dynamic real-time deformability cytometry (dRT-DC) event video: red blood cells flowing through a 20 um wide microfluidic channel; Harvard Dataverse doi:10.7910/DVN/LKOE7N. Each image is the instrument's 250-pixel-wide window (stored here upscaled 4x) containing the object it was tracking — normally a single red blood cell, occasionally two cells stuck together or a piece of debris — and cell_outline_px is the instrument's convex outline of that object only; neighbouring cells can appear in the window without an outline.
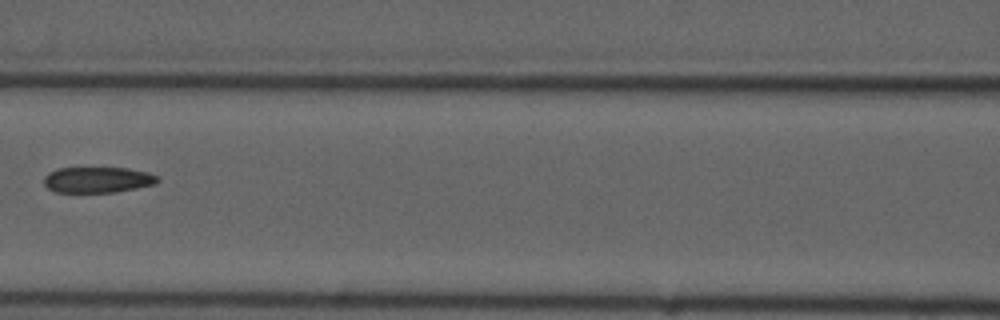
{"species": "common noctule bat (a hibernating species)", "species_latin": "Nyctalus noctula", "temperature_condition": "cold", "stored_images_in_passage": 10, "camera_frame_rate_fps": 3000, "um_per_image_px": 0.085, "animal": {"sex": "male", "forearm_length_mm": 52.5}, "frame": {"image": 1, "passage_image": 7, "time_ms": 8.0, "image_size_px": [1000, 320], "cell_outline_px": [[160, 180], [156, 184], [116, 192], [56, 192], [48, 188], [44, 184], [44, 176], [48, 172], [60, 168], [128, 168], [148, 172], [160, 176]], "centroid_in_image_um": [8.33, 15.28], "position_along_channel_um": 158.3, "area_um2": 17.22}}
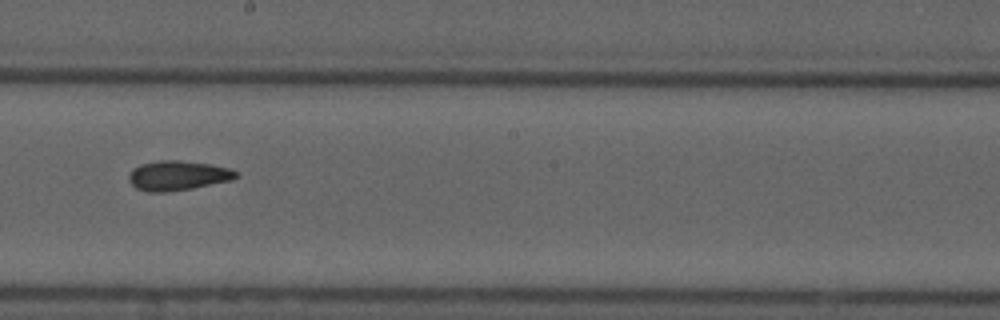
{"frame": {"image": 2, "passage_image": 9, "time_ms": 10.0, "image_size_px": [1000, 320], "cell_outline_px": [[240, 176], [232, 180], [192, 188], [168, 192], [148, 192], [136, 188], [128, 180], [128, 176], [140, 164], [160, 160], [180, 160], [212, 164], [228, 168], [240, 172]], "centroid_in_image_um": [15.16, 14.92], "position_along_channel_um": 233.0, "area_um2": 18.61}}
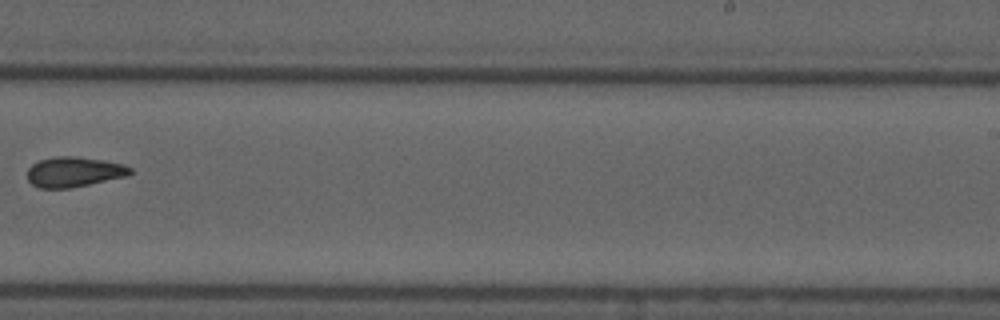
{"frame": {"image": 3, "passage_image": 10, "time_ms": 11.333, "image_size_px": [1000, 320], "cell_outline_px": [[132, 172], [128, 176], [72, 188], [40, 188], [32, 184], [28, 180], [28, 168], [32, 164], [40, 160], [56, 156], [76, 156], [104, 160], [124, 164], [132, 168]], "centroid_in_image_um": [6.32, 14.61], "position_along_channel_um": 282.7, "area_um2": 18.21}}